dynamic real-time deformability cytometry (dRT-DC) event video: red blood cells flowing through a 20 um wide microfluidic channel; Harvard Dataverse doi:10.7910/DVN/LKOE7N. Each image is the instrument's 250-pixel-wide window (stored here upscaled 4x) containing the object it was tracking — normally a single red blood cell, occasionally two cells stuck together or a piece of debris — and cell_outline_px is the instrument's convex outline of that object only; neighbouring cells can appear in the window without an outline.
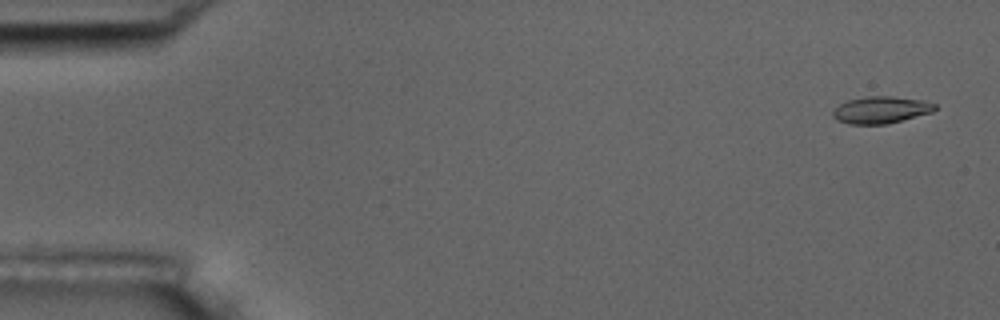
{"species": "common noctule bat (a hibernating species)", "species_latin": "Nyctalus noctula", "temperature_condition": "room temperature", "stored_images_in_passage": 57, "camera_frame_rate_fps": 3000, "um_per_image_px": 0.085, "animal": {"sex": "male", "body_mass_g": 17.5, "forearm_length_mm": 52.3}, "frame": {"image": 1, "passage_image": 3, "time_ms": 0.667, "image_size_px": [1000, 320], "cell_outline_px": [[936, 108], [932, 112], [888, 124], [848, 124], [836, 120], [832, 116], [832, 108], [848, 100], [868, 96], [892, 96], [924, 100], [936, 104]], "centroid_in_image_um": [74.85, 9.34], "position_along_channel_um": 10.1, "area_um2": 16.18}}
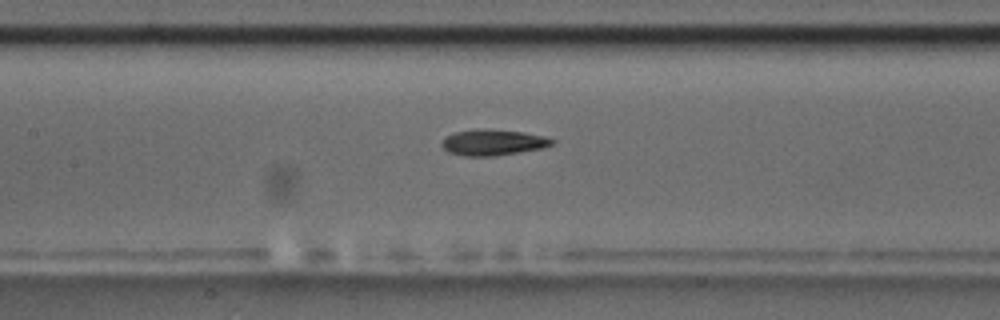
{"frame": {"image": 2, "passage_image": 27, "time_ms": 8.667, "image_size_px": [1000, 320], "cell_outline_px": [[556, 140], [552, 144], [544, 148], [496, 156], [464, 156], [448, 152], [440, 144], [448, 136], [456, 132], [484, 128], [488, 128], [524, 132], [544, 136]], "centroid_in_image_um": [41.95, 12.11], "position_along_channel_um": 165.5, "area_um2": 16.7}}
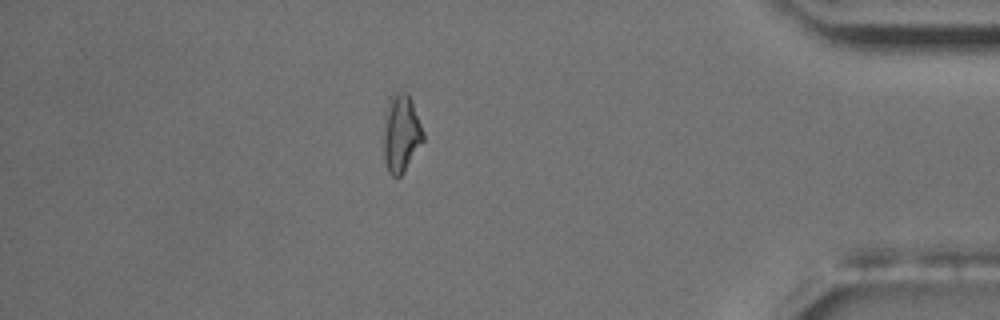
{"frame": {"image": 3, "passage_image": 50, "time_ms": 16.333, "image_size_px": [1000, 320], "cell_outline_px": [[424, 140], [404, 172], [400, 176], [392, 176], [388, 172], [384, 160], [384, 132], [388, 96], [396, 92], [404, 92], [412, 100], [424, 132]], "centroid_in_image_um": [34.1, 11.34], "position_along_channel_um": 401.1, "area_um2": 17.92}, "authors_computed_cell_mechanics": {"area_um2": 16.473, "velocity_mm_per_s": 3.5849, "shape_relaxation_time_tau1_ms": 2.8013, "shape_relaxation_time_tau2_ms": 2.4691, "deformation_change_tau1": 0.1551, "deformation_change_tau2": 0.1035}}